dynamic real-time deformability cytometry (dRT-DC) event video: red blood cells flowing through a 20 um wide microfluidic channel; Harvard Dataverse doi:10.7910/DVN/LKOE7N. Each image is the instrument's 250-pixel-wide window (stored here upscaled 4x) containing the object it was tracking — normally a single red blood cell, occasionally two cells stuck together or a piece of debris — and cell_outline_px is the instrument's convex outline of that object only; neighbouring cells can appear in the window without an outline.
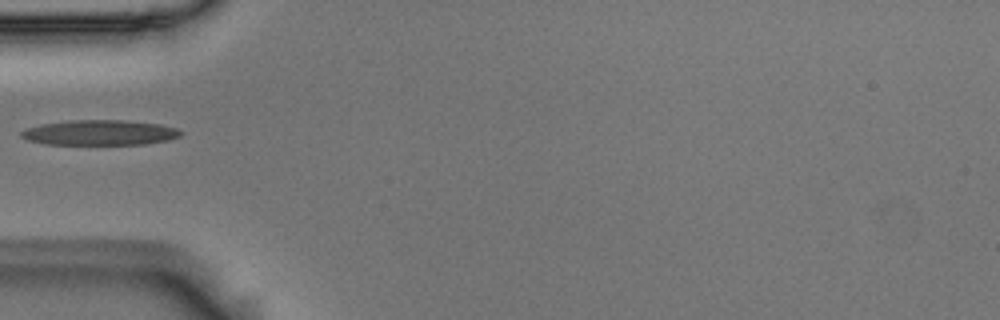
{"species": "Egyptian fruit bat (a non-hibernating species)", "species_latin": "Rousettus aegyptiacus", "temperature_condition": "room temperature", "stored_images_in_passage": 2, "camera_frame_rate_fps": 3000, "um_per_image_px": 0.085, "animal": {"sex": "male"}, "frame": {"image": 1, "passage_image": 1, "time_ms": 0.0, "image_size_px": [1000, 320], "cell_outline_px": [[184, 132], [180, 136], [168, 140], [144, 144], [44, 144], [28, 140], [20, 136], [20, 132], [28, 128], [40, 124], [72, 120], [124, 120], [160, 124], [176, 128]], "centroid_in_image_um": [8.49, 11.27], "position_along_channel_um": 76.5, "area_um2": 23.35}}
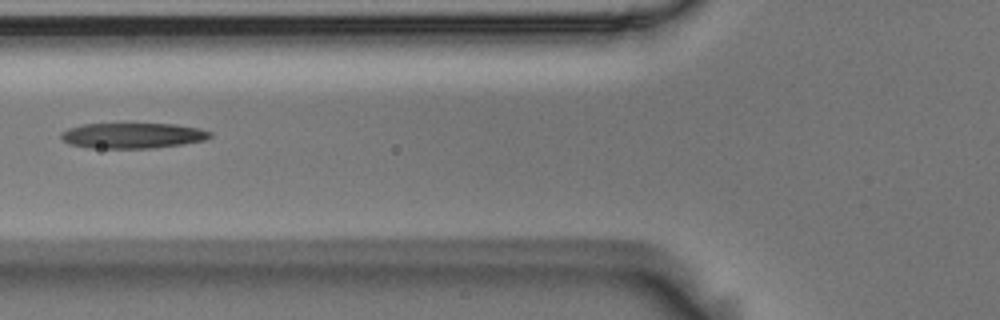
{"frame": {"image": 2, "passage_image": 2, "time_ms": 0.333, "image_size_px": [1000, 320], "cell_outline_px": [[212, 136], [204, 140], [180, 144], [152, 148], [92, 148], [68, 144], [60, 136], [60, 132], [68, 128], [84, 124], [176, 124], [200, 128], [212, 132]], "centroid_in_image_um": [11.26, 11.52], "position_along_channel_um": 114.5, "area_um2": 22.08}}